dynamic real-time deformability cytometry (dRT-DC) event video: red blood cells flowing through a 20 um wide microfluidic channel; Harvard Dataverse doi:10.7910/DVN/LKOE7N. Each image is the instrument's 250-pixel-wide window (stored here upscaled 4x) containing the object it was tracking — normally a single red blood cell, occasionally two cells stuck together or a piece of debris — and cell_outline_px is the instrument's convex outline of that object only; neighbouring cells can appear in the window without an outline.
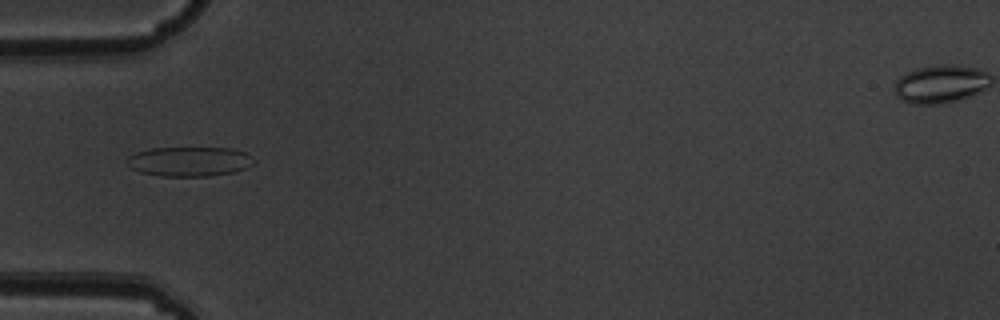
{"species": "common noctule bat (a hibernating species)", "species_latin": "Nyctalus noctula", "temperature_condition": "warm", "stored_images_in_passage": 8, "camera_frame_rate_fps": 3000, "um_per_image_px": 0.085, "animal": {"sex": "male", "body_mass_g": 19.5, "forearm_length_mm": 54.6}, "frame": {"image": 1, "passage_image": 5, "time_ms": 1.333, "image_size_px": [1000, 320], "cell_outline_px": [[256, 160], [248, 168], [236, 172], [208, 176], [160, 176], [140, 172], [132, 168], [128, 164], [128, 156], [136, 152], [152, 148], [232, 148], [248, 152]], "centroid_in_image_um": [16.17, 13.72], "position_along_channel_um": 68.8, "area_um2": 22.08}}
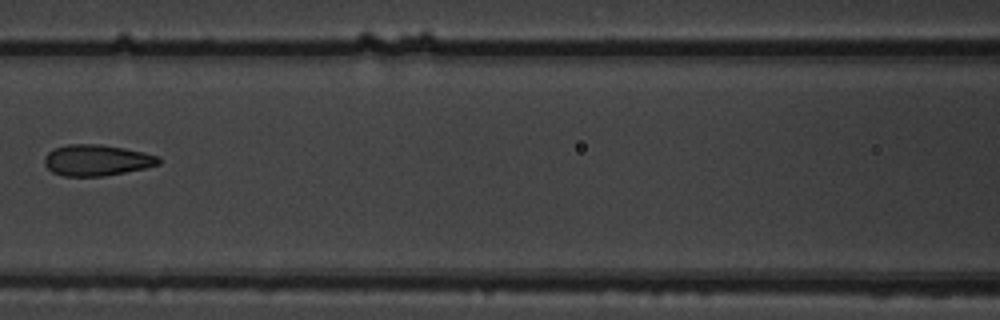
{"frame": {"image": 2, "passage_image": 7, "time_ms": 2.0, "image_size_px": [1000, 320], "cell_outline_px": [[160, 164], [144, 168], [124, 172], [100, 176], [64, 176], [52, 172], [44, 164], [44, 156], [48, 152], [56, 148], [68, 144], [100, 144], [124, 148], [144, 152], [160, 156]], "centroid_in_image_um": [8.22, 13.61], "position_along_channel_um": 158.4, "area_um2": 20.63}}
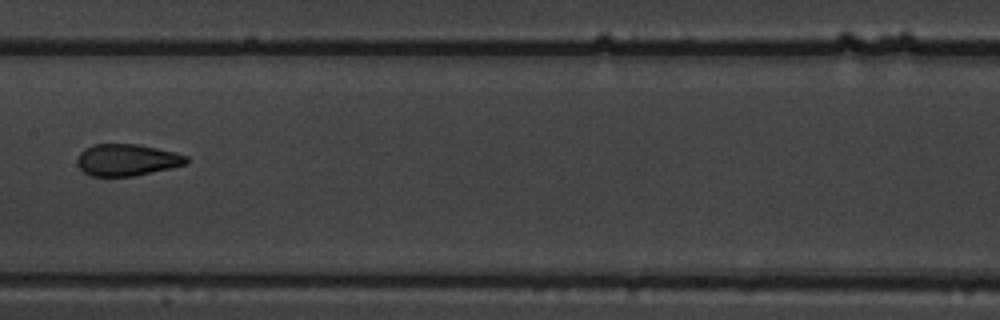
{"frame": {"image": 3, "passage_image": 8, "time_ms": 2.333, "image_size_px": [1000, 320], "cell_outline_px": [[188, 164], [172, 168], [132, 176], [92, 176], [84, 172], [76, 164], [76, 160], [80, 152], [84, 148], [92, 144], [136, 144], [156, 148], [188, 156]], "centroid_in_image_um": [10.76, 13.59], "position_along_channel_um": 196.6, "area_um2": 20.23}}